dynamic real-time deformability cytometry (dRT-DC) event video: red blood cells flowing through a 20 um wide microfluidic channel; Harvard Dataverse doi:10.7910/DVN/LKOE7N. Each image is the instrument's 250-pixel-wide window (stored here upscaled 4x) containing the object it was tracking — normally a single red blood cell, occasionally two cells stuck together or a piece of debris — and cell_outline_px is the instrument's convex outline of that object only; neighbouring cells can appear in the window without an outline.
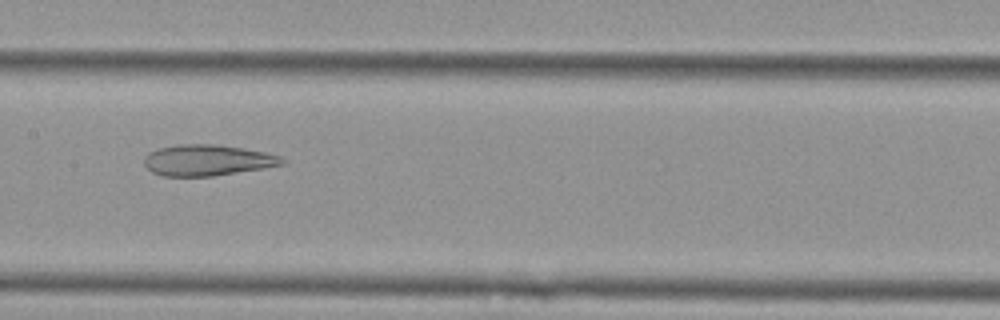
{"species": "Egyptian fruit bat (a non-hibernating species)", "species_latin": "Rousettus aegyptiacus", "temperature_condition": "cold", "stored_images_in_passage": 56, "camera_frame_rate_fps": 3000, "um_per_image_px": 0.085, "animal": {"sex": "female"}, "frame": {"image": 1, "passage_image": 28, "time_ms": 9.0, "image_size_px": [1000, 320], "cell_outline_px": [[288, 160], [284, 164], [264, 168], [212, 176], [164, 176], [152, 172], [144, 164], [144, 156], [148, 152], [156, 148], [176, 144], [212, 144], [244, 148], [264, 152], [280, 156]], "centroid_in_image_um": [17.61, 13.61], "position_along_channel_um": 189.8, "area_um2": 25.09}}
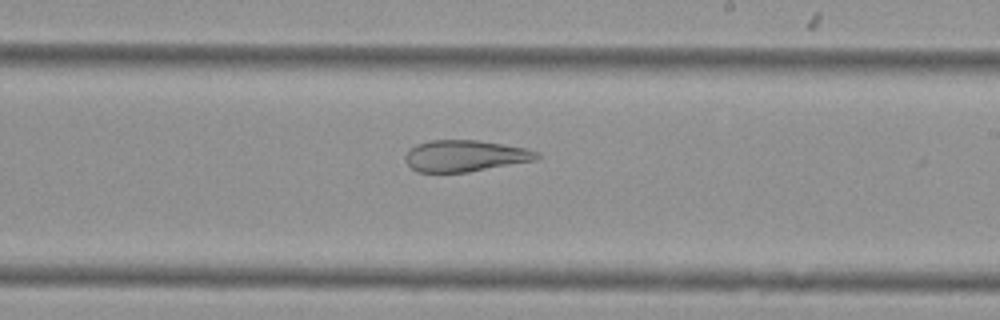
{"frame": {"image": 2, "passage_image": 33, "time_ms": 10.667, "image_size_px": [1000, 320], "cell_outline_px": [[540, 156], [536, 160], [468, 172], [416, 172], [404, 160], [408, 152], [416, 144], [428, 140], [480, 140], [524, 148], [540, 152]], "centroid_in_image_um": [39.54, 13.25], "position_along_channel_um": 249.5, "area_um2": 24.04}}
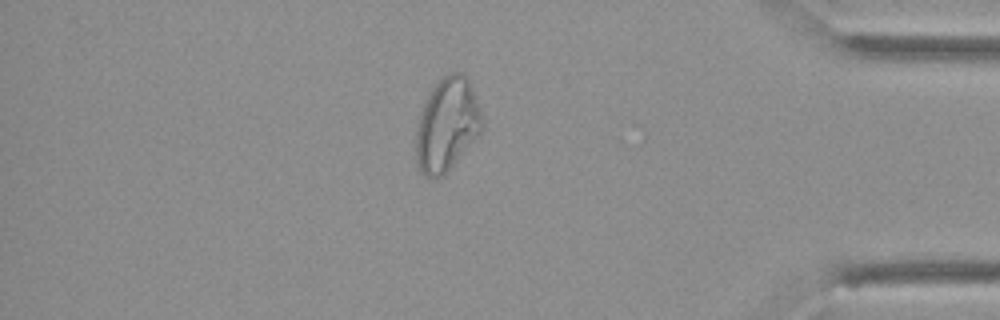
{"frame": {"image": 3, "passage_image": 48, "time_ms": 15.667, "image_size_px": [1000, 320], "cell_outline_px": [[484, 128], [480, 136], [444, 176], [432, 180], [424, 176], [420, 172], [416, 160], [416, 132], [420, 116], [428, 92], [448, 72], [460, 72], [468, 80], [484, 120]], "centroid_in_image_um": [38.01, 10.67], "position_along_channel_um": 397.2, "area_um2": 36.3}}